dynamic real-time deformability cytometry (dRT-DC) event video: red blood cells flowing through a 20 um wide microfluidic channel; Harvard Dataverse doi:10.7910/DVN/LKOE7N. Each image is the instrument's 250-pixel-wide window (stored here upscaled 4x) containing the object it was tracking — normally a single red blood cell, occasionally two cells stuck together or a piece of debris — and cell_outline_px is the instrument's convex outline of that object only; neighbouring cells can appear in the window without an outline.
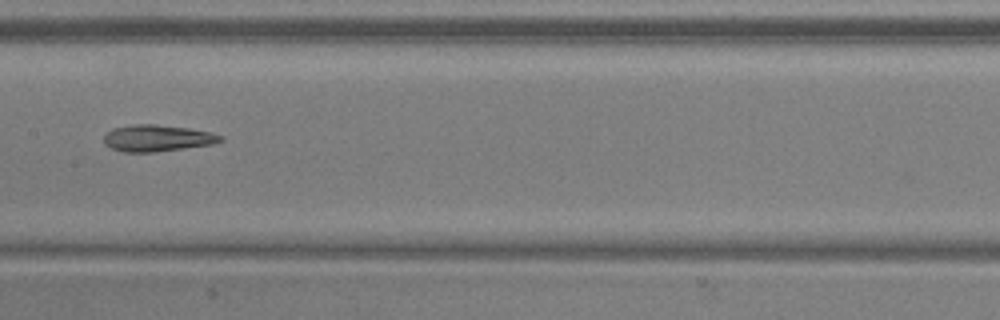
{"species": "common noctule bat (a hibernating species)", "species_latin": "Nyctalus noctula", "temperature_condition": "warm", "stored_images_in_passage": 37, "camera_frame_rate_fps": 3000, "um_per_image_px": 0.085, "animal": {"sex": "male", "body_mass_g": 20.5, "forearm_length_mm": 52.5}, "frame": {"image": 1, "passage_image": 12, "time_ms": 3.667, "image_size_px": [1000, 320], "cell_outline_px": [[224, 140], [212, 144], [184, 148], [152, 152], [124, 152], [112, 148], [104, 144], [104, 136], [112, 128], [136, 124], [156, 124], [188, 128], [208, 132], [224, 136]], "centroid_in_image_um": [13.36, 11.74], "position_along_channel_um": 194.0, "area_um2": 17.92}, "authors_computed_cell_mechanics": {"area_um2": 18.6116, "velocity_mm_per_s": 3.8878, "shape_relaxation_time_tau1_ms": 5.5811, "shape_relaxation_time_tau2_ms": 2.3898, "deformation_change_tau1": 0.1724, "deformation_change_tau2": 0.1102}}